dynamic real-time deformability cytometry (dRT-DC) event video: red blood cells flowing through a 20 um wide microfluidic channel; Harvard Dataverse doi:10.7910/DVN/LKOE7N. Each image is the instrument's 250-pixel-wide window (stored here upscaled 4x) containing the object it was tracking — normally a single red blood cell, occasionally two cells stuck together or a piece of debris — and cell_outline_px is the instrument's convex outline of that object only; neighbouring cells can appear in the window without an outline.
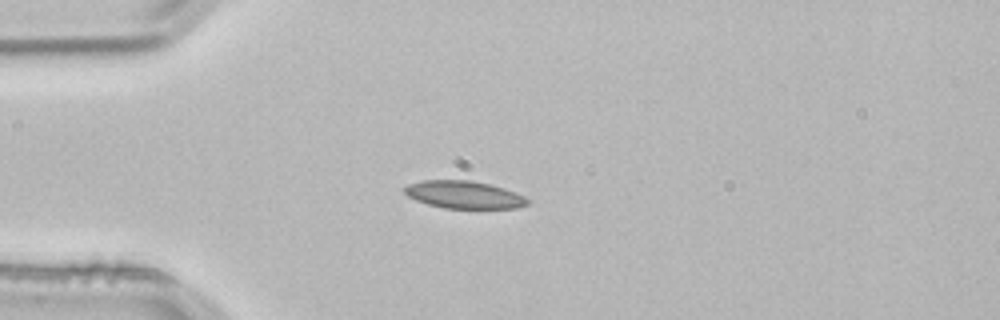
{"species": "common noctule bat (a hibernating species)", "species_latin": "Nyctalus noctula", "temperature_condition": "room temperature", "stored_images_in_passage": 3, "camera_frame_rate_fps": 3000, "um_per_image_px": 0.085, "animal": {"sex": "male", "body_mass_g": 21.5, "forearm_length_mm": 52.0}, "frame": {"image": 1, "passage_image": 3, "time_ms": 0.667, "image_size_px": [1000, 320], "cell_outline_px": [[532, 200], [528, 204], [516, 208], [444, 208], [428, 204], [416, 200], [408, 196], [404, 192], [404, 188], [408, 184], [420, 180], [472, 180], [504, 188], [516, 192]], "centroid_in_image_um": [39.46, 16.54], "position_along_channel_um": 45.5, "area_um2": 19.83}}